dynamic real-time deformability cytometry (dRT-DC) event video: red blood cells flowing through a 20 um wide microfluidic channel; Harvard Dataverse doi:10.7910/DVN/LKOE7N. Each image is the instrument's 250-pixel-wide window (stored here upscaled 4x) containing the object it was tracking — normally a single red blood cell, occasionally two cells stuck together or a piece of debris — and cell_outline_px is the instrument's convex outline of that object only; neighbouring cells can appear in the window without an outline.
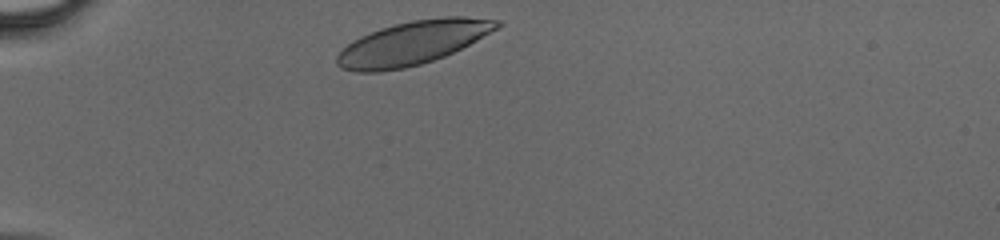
{"species": "human", "species_latin": "Homo sapiens", "temperature_condition": "cold", "stored_images_in_passage": 28, "camera_frame_rate_fps": 3000, "um_per_image_px": 0.085, "donor": {"sex": "male"}, "frame": {"image": 1, "passage_image": 1, "time_ms": 0.0, "image_size_px": [1000, 240], "cell_outline_px": [[504, 24], [476, 40], [444, 56], [420, 64], [404, 68], [380, 72], [356, 72], [340, 68], [336, 64], [336, 56], [352, 40], [360, 36], [380, 28], [412, 20], [444, 16], [464, 16], [500, 20]], "centroid_in_image_um": [35.05, 3.64], "position_along_channel_um": 49.9, "area_um2": 40.52}}
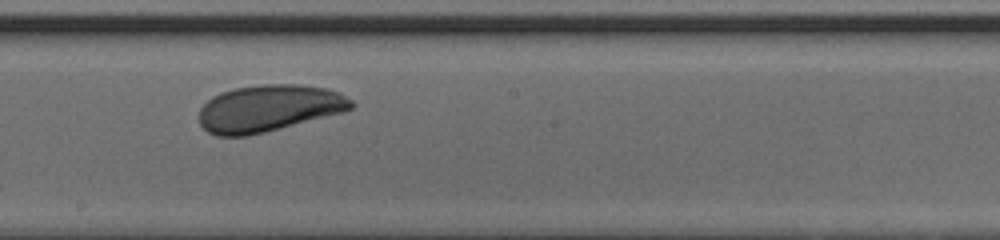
{"frame": {"image": 2, "passage_image": 15, "time_ms": 4.667, "image_size_px": [1000, 240], "cell_outline_px": [[356, 104], [352, 108], [344, 112], [248, 136], [216, 136], [208, 132], [200, 124], [200, 108], [212, 96], [220, 92], [236, 88], [264, 84], [296, 84], [328, 88], [352, 100]], "centroid_in_image_um": [22.84, 9.2], "position_along_channel_um": 225.4, "area_um2": 41.38}}
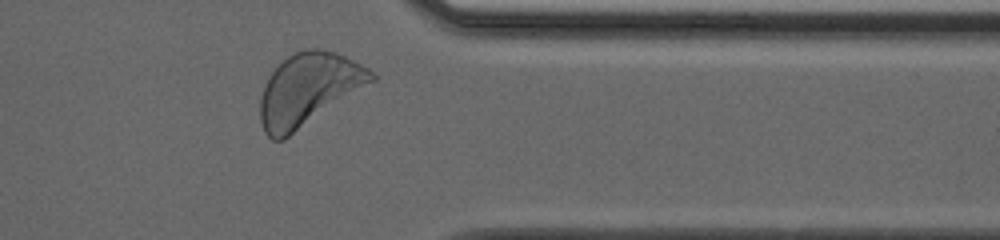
{"frame": {"image": 3, "passage_image": 26, "time_ms": 8.333, "image_size_px": [1000, 240], "cell_outline_px": [[376, 80], [284, 140], [272, 140], [264, 132], [260, 120], [260, 96], [264, 84], [268, 76], [288, 56], [296, 52], [308, 48], [320, 48], [336, 52], [368, 68], [376, 76]], "centroid_in_image_um": [26.2, 7.62], "position_along_channel_um": 385.2, "area_um2": 46.88}}